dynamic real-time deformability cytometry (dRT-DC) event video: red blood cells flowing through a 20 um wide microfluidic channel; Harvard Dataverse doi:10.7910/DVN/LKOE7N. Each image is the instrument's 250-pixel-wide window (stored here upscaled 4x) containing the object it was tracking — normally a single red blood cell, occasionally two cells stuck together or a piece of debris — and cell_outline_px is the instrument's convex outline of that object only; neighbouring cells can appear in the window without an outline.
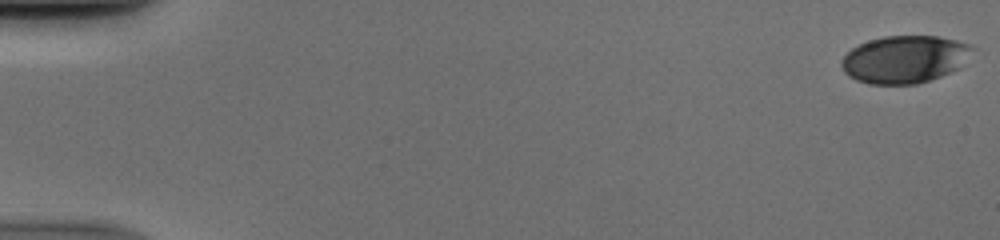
{"species": "human", "species_latin": "Homo sapiens", "temperature_condition": "cold", "stored_images_in_passage": 53, "camera_frame_rate_fps": 3000, "um_per_image_px": 0.085, "donor": {"sex": "male"}, "frame": {"image": 1, "passage_image": 1, "time_ms": 0.0, "image_size_px": [1000, 240], "cell_outline_px": [[976, 48], [960, 68], [940, 76], [916, 84], [868, 84], [856, 80], [848, 76], [844, 72], [840, 64], [840, 60], [852, 48], [868, 40], [884, 36], [940, 36], [956, 40], [968, 44]], "centroid_in_image_um": [76.89, 5.04], "position_along_channel_um": 8.1, "area_um2": 36.41}}
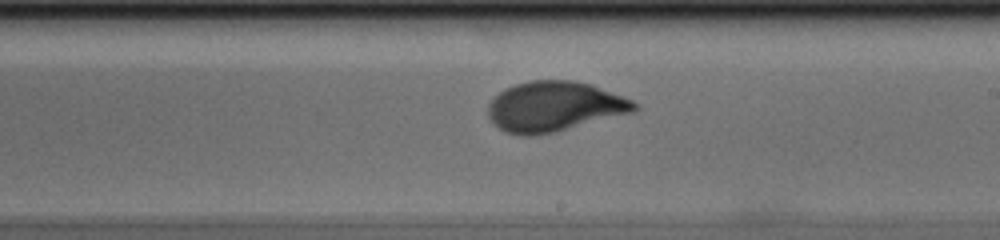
{"frame": {"image": 2, "passage_image": 32, "time_ms": 10.333, "image_size_px": [1000, 240], "cell_outline_px": [[640, 108], [636, 112], [556, 132], [536, 136], [520, 136], [504, 132], [492, 124], [488, 116], [488, 104], [500, 92], [516, 84], [532, 80], [572, 80], [592, 84], [632, 100], [640, 104]], "centroid_in_image_um": [47.15, 9.08], "position_along_channel_um": 241.8, "area_um2": 43.23}}
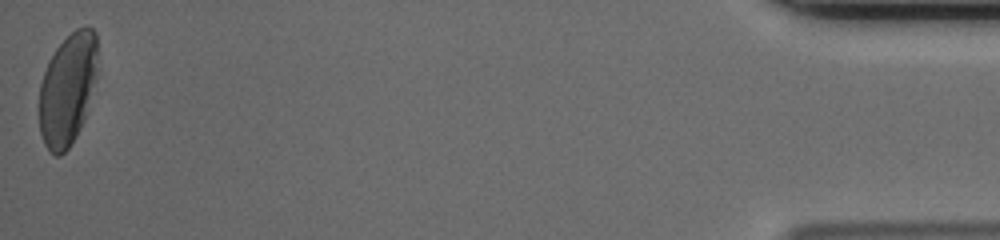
{"frame": {"image": 3, "passage_image": 53, "time_ms": 17.333, "image_size_px": [1000, 240], "cell_outline_px": [[96, 80], [88, 112], [76, 136], [68, 148], [60, 156], [56, 156], [48, 152], [44, 144], [40, 132], [40, 84], [48, 60], [56, 48], [76, 28], [88, 24], [96, 32]], "centroid_in_image_um": [5.76, 7.59], "position_along_channel_um": 429.4, "area_um2": 38.32}}